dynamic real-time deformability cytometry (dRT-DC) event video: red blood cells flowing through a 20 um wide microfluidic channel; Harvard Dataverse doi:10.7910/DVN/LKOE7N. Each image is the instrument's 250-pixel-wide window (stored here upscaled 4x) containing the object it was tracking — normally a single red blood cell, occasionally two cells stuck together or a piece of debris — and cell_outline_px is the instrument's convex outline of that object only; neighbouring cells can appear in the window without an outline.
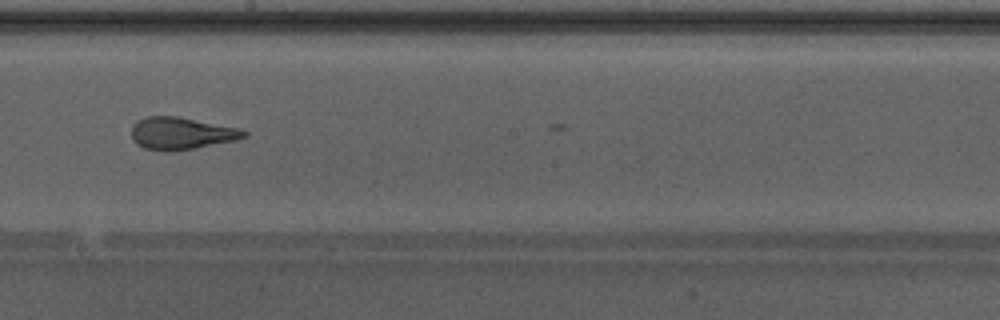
{"species": "Egyptian fruit bat (a non-hibernating species)", "species_latin": "Rousettus aegyptiacus", "temperature_condition": "warm", "stored_images_in_passage": 49, "camera_frame_rate_fps": 3000, "um_per_image_px": 0.085, "animal": {"sex": "male"}, "frame": {"image": 1, "passage_image": 28, "time_ms": 9.0, "image_size_px": [1000, 320], "cell_outline_px": [[248, 136], [236, 140], [196, 148], [168, 152], [144, 148], [136, 144], [132, 140], [132, 124], [136, 120], [144, 116], [180, 116], [236, 128], [248, 132]], "centroid_in_image_um": [15.36, 11.33], "position_along_channel_um": 232.8, "area_um2": 21.33}, "authors_computed_cell_mechanics": {"area_um2": 22.4264, "velocity_mm_per_s": 4.2946, "shape_relaxation_time_tau1_ms": null, "shape_relaxation_time_tau2_ms": 1.0422, "deformation_change_tau1": null, "deformation_change_tau2": 0.087}}